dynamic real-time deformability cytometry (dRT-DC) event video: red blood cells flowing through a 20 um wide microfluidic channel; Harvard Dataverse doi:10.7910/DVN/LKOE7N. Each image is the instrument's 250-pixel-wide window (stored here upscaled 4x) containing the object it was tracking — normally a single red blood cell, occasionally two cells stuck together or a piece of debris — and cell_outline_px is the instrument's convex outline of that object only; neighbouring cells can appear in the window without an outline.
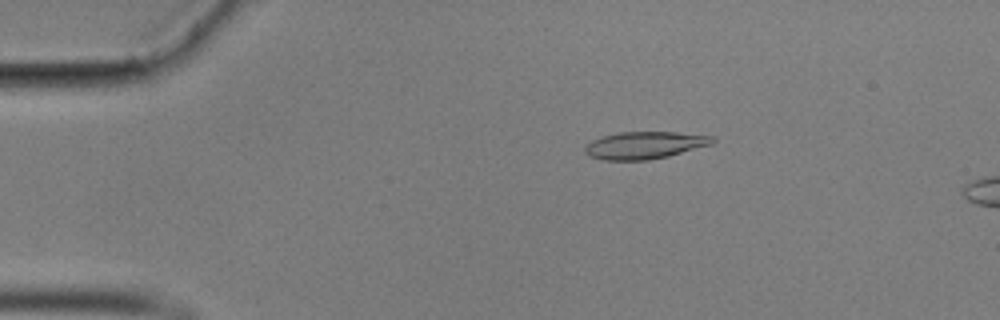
{"species": "common noctule bat (a hibernating species)", "species_latin": "Nyctalus noctula", "temperature_condition": "cold", "stored_images_in_passage": 56, "camera_frame_rate_fps": 3000, "um_per_image_px": 0.085, "animal": {"sex": "male", "body_mass_g": 17.9}, "frame": {"image": 1, "passage_image": 10, "time_ms": 3.0, "image_size_px": [1000, 320], "cell_outline_px": [[716, 140], [712, 144], [668, 156], [648, 160], [604, 160], [588, 156], [584, 152], [584, 148], [592, 140], [604, 136], [620, 132], [676, 132], [716, 136]], "centroid_in_image_um": [54.81, 12.34], "position_along_channel_um": 30.2, "area_um2": 20.29}}
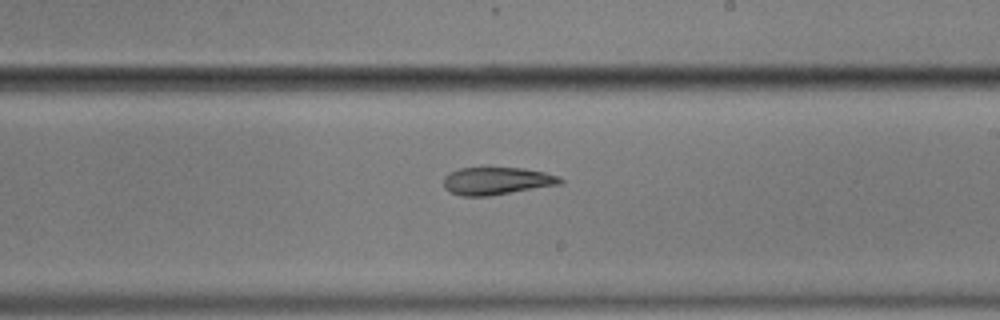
{"frame": {"image": 2, "passage_image": 33, "time_ms": 10.667, "image_size_px": [1000, 320], "cell_outline_px": [[564, 180], [560, 184], [488, 196], [460, 196], [444, 188], [444, 176], [460, 168], [524, 168], [544, 172], [560, 176]], "centroid_in_image_um": [42.23, 15.38], "position_along_channel_um": 246.8, "area_um2": 18.55}}
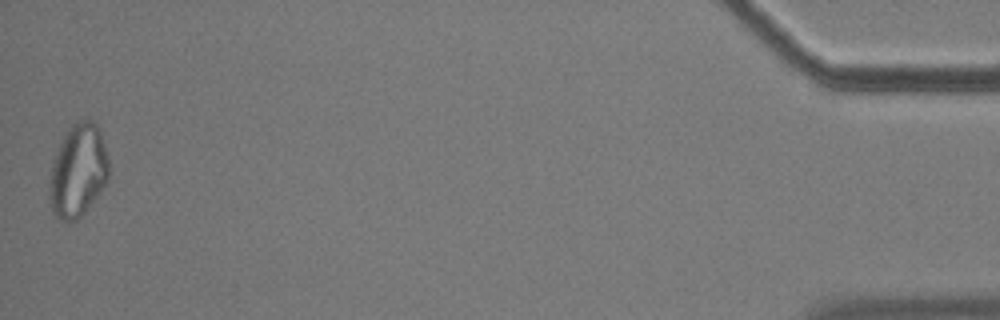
{"frame": {"image": 3, "passage_image": 56, "time_ms": 18.333, "image_size_px": [1000, 320], "cell_outline_px": [[108, 180], [100, 192], [84, 212], [76, 220], [68, 224], [60, 220], [52, 212], [48, 196], [48, 188], [52, 164], [56, 152], [68, 128], [72, 124], [80, 120], [92, 120], [100, 128], [108, 160]], "centroid_in_image_um": [6.61, 14.54], "position_along_channel_um": 428.6, "area_um2": 32.25}, "authors_computed_cell_mechanics": {"area_um2": 20.1722, "velocity_mm_per_s": 3.5242, "shape_relaxation_time_tau1_ms": 10.9807, "shape_relaxation_time_tau2_ms": null, "deformation_change_tau1": 0.2137, "deformation_change_tau2": null}}